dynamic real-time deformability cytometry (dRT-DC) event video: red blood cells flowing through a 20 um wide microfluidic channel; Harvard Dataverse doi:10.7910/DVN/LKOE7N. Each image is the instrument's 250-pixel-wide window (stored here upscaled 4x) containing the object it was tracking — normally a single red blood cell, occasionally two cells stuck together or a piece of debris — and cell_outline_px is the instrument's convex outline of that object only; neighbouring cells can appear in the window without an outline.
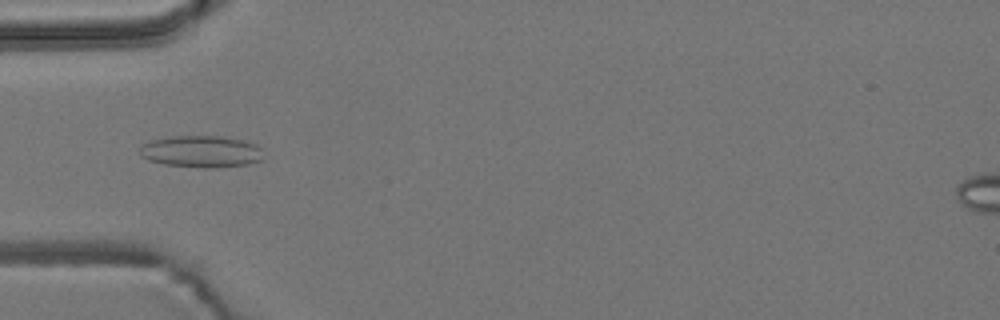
{"species": "common noctule bat (a hibernating species)", "species_latin": "Nyctalus noctula", "temperature_condition": "room temperature", "stored_images_in_passage": 55, "camera_frame_rate_fps": 3000, "um_per_image_px": 0.085, "animal": {"sex": "male", "body_mass_g": 19.2, "forearm_length_mm": 51.8}, "frame": {"image": 1, "passage_image": 18, "time_ms": 5.667, "image_size_px": [1000, 320], "cell_outline_px": [[264, 160], [248, 164], [212, 168], [204, 168], [164, 164], [148, 160], [140, 156], [140, 144], [148, 140], [172, 136], [220, 136], [244, 140], [256, 144], [260, 148]], "centroid_in_image_um": [17.08, 12.87], "position_along_channel_um": 67.9, "area_um2": 23.24}}
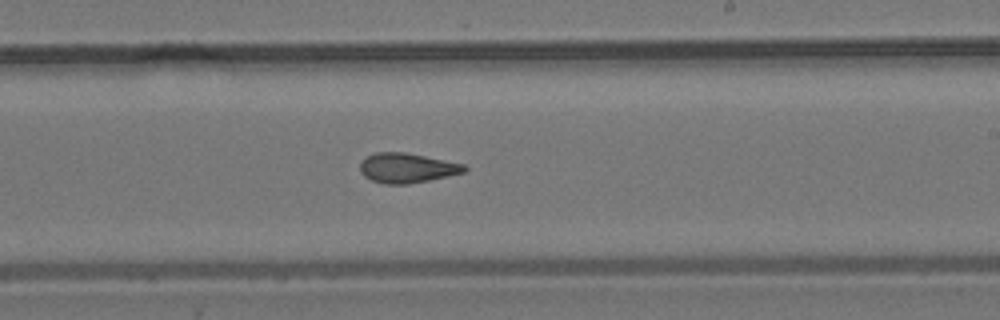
{"frame": {"image": 2, "passage_image": 33, "time_ms": 10.667, "image_size_px": [1000, 320], "cell_outline_px": [[468, 168], [464, 172], [448, 176], [408, 184], [384, 184], [372, 180], [364, 176], [360, 172], [360, 164], [368, 156], [376, 152], [404, 152], [464, 164]], "centroid_in_image_um": [34.59, 14.28], "position_along_channel_um": 254.4, "area_um2": 17.86}}
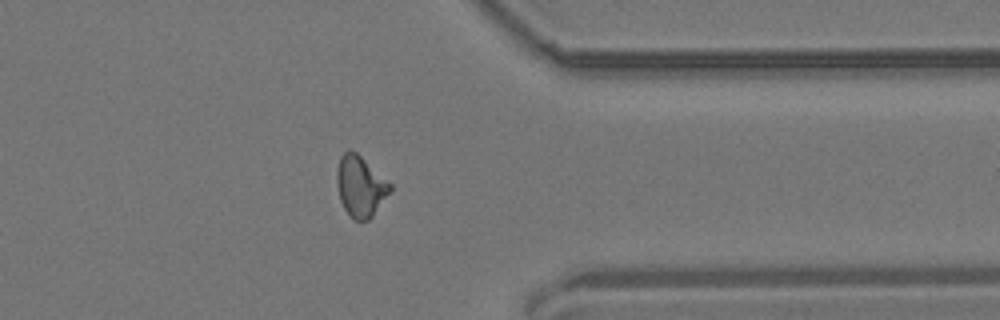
{"frame": {"image": 3, "passage_image": 44, "time_ms": 14.333, "image_size_px": [1000, 320], "cell_outline_px": [[392, 188], [372, 216], [368, 220], [356, 220], [344, 208], [340, 200], [336, 184], [336, 172], [340, 156], [348, 148], [356, 152], [392, 184]], "centroid_in_image_um": [30.61, 15.79], "position_along_channel_um": 380.8, "area_um2": 18.67}, "authors_computed_cell_mechanics": {"area_um2": 18.5538, "velocity_mm_per_s": 3.7246, "shape_relaxation_time_tau1_ms": null, "shape_relaxation_time_tau2_ms": 2.9216, "deformation_change_tau1": null, "deformation_change_tau2": 0.1048}}